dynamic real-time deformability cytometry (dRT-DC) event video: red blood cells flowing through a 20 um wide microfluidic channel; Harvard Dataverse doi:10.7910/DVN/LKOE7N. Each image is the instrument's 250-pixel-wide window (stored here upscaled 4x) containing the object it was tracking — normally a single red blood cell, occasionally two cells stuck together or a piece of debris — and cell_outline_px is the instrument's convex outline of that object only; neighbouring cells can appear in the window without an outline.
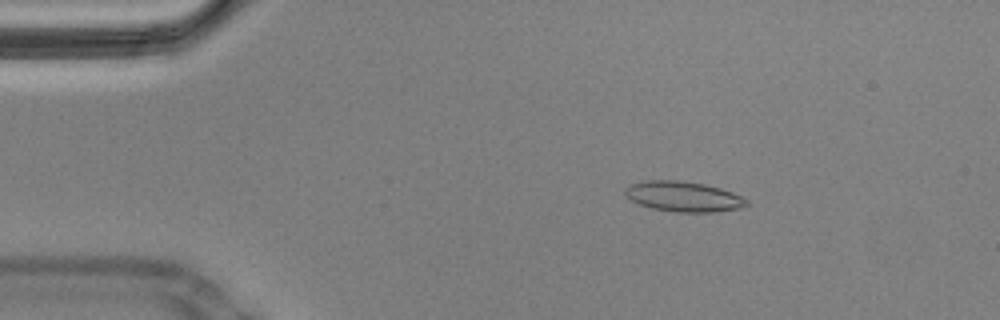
{"species": "Egyptian fruit bat (a non-hibernating species)", "species_latin": "Rousettus aegyptiacus", "temperature_condition": "cold", "stored_images_in_passage": 57, "camera_frame_rate_fps": 3000, "um_per_image_px": 0.085, "animal": {"sex": "male"}, "frame": {"image": 1, "passage_image": 9, "time_ms": 2.667, "image_size_px": [1000, 320], "cell_outline_px": [[748, 204], [736, 208], [716, 212], [676, 212], [652, 208], [640, 204], [632, 200], [624, 192], [624, 188], [628, 184], [648, 180], [676, 180], [704, 184], [720, 188], [732, 192], [748, 200]], "centroid_in_image_um": [58.06, 16.7], "position_along_channel_um": 26.9, "area_um2": 21.21}, "authors_computed_cell_mechanics": {"area_um2": 21.4438, "velocity_mm_per_s": 3.479, "shape_relaxation_time_tau1_ms": null, "shape_relaxation_time_tau2_ms": 1.5955, "deformation_change_tau1": null, "deformation_change_tau2": 0.0723}}